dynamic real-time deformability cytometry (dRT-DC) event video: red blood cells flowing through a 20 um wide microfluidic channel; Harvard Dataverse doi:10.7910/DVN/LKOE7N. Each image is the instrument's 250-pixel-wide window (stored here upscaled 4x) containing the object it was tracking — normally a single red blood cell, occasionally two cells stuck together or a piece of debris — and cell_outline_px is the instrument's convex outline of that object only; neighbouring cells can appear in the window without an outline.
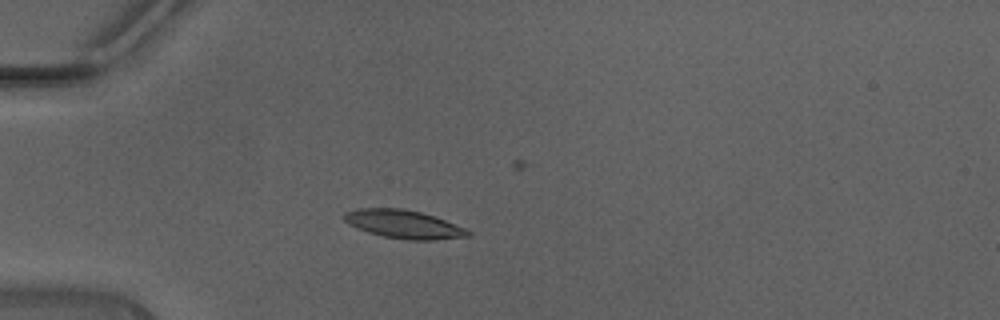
{"species": "Egyptian fruit bat (a non-hibernating species)", "species_latin": "Rousettus aegyptiacus", "temperature_condition": "warm", "stored_images_in_passage": 38, "camera_frame_rate_fps": 3000, "um_per_image_px": 0.085, "animal": {"sex": "male"}, "frame": {"image": 1, "passage_image": 9, "time_ms": 2.667, "image_size_px": [1000, 320], "cell_outline_px": [[472, 236], [436, 240], [408, 240], [384, 236], [368, 232], [348, 224], [344, 220], [344, 212], [356, 208], [400, 208], [420, 212], [436, 216], [464, 228], [472, 232]], "centroid_in_image_um": [34.33, 19.06], "position_along_channel_um": 50.7, "area_um2": 20.52}}
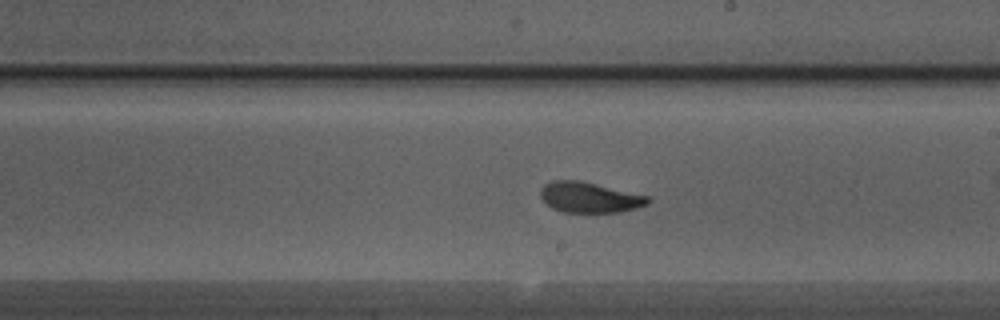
{"frame": {"image": 2, "passage_image": 23, "time_ms": 7.333, "image_size_px": [1000, 320], "cell_outline_px": [[652, 200], [648, 204], [636, 208], [620, 212], [564, 212], [552, 208], [540, 196], [540, 188], [544, 184], [552, 180], [580, 180], [648, 196]], "centroid_in_image_um": [50.1, 16.77], "position_along_channel_um": 238.9, "area_um2": 19.07}}
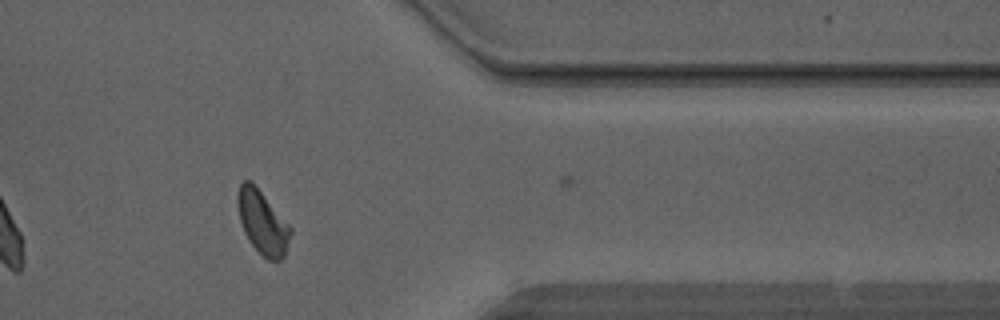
{"frame": {"image": 3, "passage_image": 34, "time_ms": 11.0, "image_size_px": [1000, 320], "cell_outline_px": [[292, 232], [284, 256], [280, 260], [268, 260], [248, 240], [244, 232], [240, 220], [236, 200], [236, 196], [240, 184], [244, 180], [252, 180], [292, 228]], "centroid_in_image_um": [22.3, 18.86], "position_along_channel_um": 389.1, "area_um2": 19.54}, "authors_computed_cell_mechanics": {"area_um2": 19.4208, "velocity_mm_per_s": 4.4422, "shape_relaxation_time_tau1_ms": 2.5098, "shape_relaxation_time_tau2_ms": 1.1446, "deformation_change_tau1": 0.1072, "deformation_change_tau2": 0.0629}}